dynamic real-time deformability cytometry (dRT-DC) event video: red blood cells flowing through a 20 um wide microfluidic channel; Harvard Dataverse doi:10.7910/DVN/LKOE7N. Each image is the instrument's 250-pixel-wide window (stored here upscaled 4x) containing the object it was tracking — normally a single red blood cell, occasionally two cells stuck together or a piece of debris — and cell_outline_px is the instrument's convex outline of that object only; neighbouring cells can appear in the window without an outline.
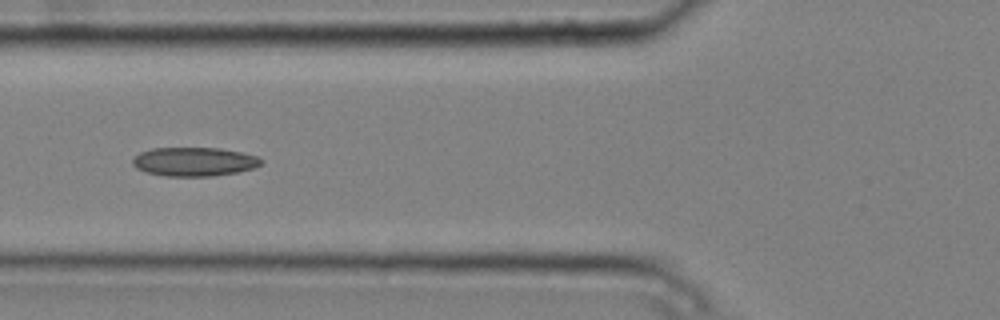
{"species": "common noctule bat (a hibernating species)", "species_latin": "Nyctalus noctula", "temperature_condition": "cold", "stored_images_in_passage": 8, "camera_frame_rate_fps": 3000, "um_per_image_px": 0.085, "animal": {"sex": "male", "body_mass_g": 20.4}, "frame": {"image": 1, "passage_image": 3, "time_ms": 0.667, "image_size_px": [1000, 320], "cell_outline_px": [[264, 160], [260, 164], [252, 168], [236, 172], [212, 176], [164, 176], [148, 172], [136, 168], [132, 164], [132, 160], [140, 152], [152, 148], [220, 148], [240, 152], [256, 156]], "centroid_in_image_um": [16.48, 13.74], "position_along_channel_um": 109.3, "area_um2": 21.44}}
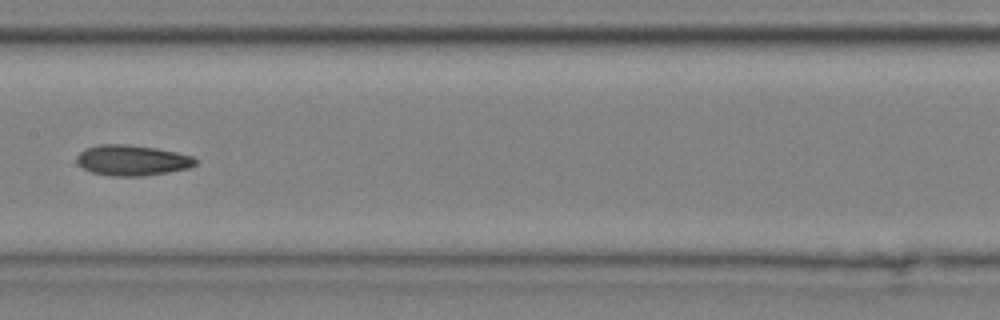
{"frame": {"image": 2, "passage_image": 5, "time_ms": 1.333, "image_size_px": [1000, 320], "cell_outline_px": [[196, 164], [188, 168], [168, 172], [144, 176], [112, 176], [92, 172], [84, 168], [76, 160], [76, 156], [84, 148], [100, 144], [124, 144], [156, 148], [176, 152], [192, 156], [196, 160]], "centroid_in_image_um": [11.22, 13.62], "position_along_channel_um": 196.2, "area_um2": 21.04}}
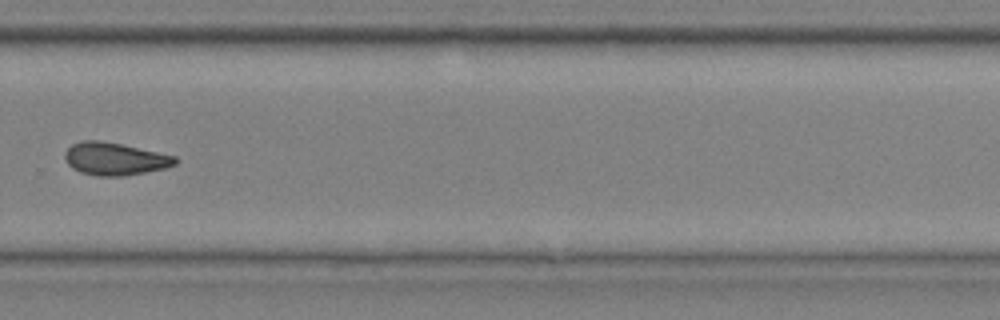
{"frame": {"image": 3, "passage_image": 8, "time_ms": 2.333, "image_size_px": [1000, 320], "cell_outline_px": [[180, 160], [176, 164], [164, 168], [124, 176], [96, 176], [80, 172], [72, 168], [68, 164], [64, 156], [64, 152], [72, 144], [80, 140], [100, 140], [120, 144], [176, 156]], "centroid_in_image_um": [9.74, 13.5], "position_along_channel_um": 320.1, "area_um2": 20.98}}